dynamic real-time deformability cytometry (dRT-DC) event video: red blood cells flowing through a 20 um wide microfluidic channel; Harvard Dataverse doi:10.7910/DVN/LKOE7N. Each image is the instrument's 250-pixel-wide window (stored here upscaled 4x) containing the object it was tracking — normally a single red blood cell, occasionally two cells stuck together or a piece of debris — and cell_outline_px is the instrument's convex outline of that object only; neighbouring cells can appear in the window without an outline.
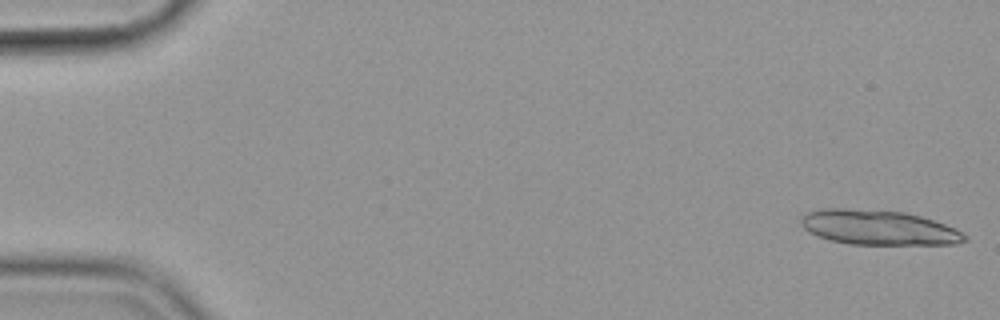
{"species": "common noctule bat (a hibernating species)", "species_latin": "Nyctalus noctula", "temperature_condition": "cold", "stored_images_in_passage": 16, "camera_frame_rate_fps": 3000, "um_per_image_px": 0.085, "animal": {"sex": "female", "body_mass_g": 19.9}, "frame": {"image": 1, "passage_image": 1, "time_ms": 0.0, "image_size_px": [1000, 320], "cell_outline_px": [[968, 240], [956, 244], [848, 244], [832, 240], [808, 232], [804, 228], [800, 220], [808, 212], [820, 208], [844, 208], [904, 212], [920, 216], [944, 224], [968, 236]], "centroid_in_image_um": [74.66, 19.34], "position_along_channel_um": 10.3, "area_um2": 32.83}}